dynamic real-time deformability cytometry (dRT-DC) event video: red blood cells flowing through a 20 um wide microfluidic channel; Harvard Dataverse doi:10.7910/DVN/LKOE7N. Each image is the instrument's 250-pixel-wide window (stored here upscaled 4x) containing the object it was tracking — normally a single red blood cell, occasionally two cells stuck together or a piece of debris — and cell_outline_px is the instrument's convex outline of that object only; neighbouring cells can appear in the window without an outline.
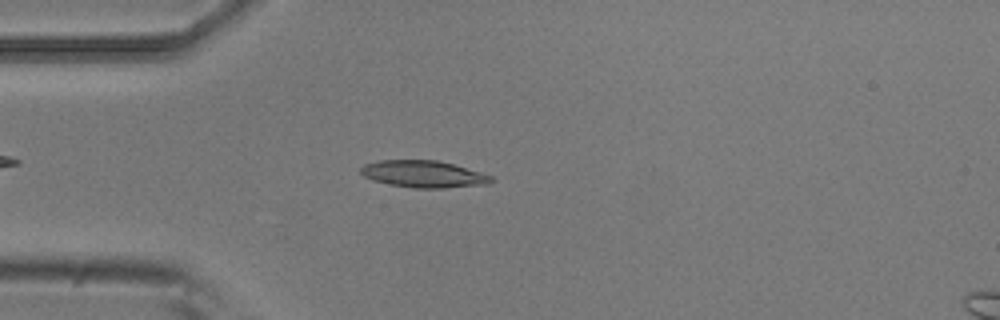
{"species": "common noctule bat (a hibernating species)", "species_latin": "Nyctalus noctula", "temperature_condition": "room temperature", "stored_images_in_passage": 3, "camera_frame_rate_fps": 3000, "um_per_image_px": 0.085, "animal": {"sex": "male", "body_mass_g": 20.5, "forearm_length_mm": 52.5}, "frame": {"image": 1, "passage_image": 2, "time_ms": 0.333, "image_size_px": [1000, 320], "cell_outline_px": [[496, 180], [488, 184], [444, 188], [416, 188], [388, 184], [364, 176], [360, 172], [360, 168], [364, 164], [380, 160], [436, 160], [452, 164], [480, 172], [492, 176]], "centroid_in_image_um": [36.02, 14.8], "position_along_channel_um": 49.0, "area_um2": 20.35}}